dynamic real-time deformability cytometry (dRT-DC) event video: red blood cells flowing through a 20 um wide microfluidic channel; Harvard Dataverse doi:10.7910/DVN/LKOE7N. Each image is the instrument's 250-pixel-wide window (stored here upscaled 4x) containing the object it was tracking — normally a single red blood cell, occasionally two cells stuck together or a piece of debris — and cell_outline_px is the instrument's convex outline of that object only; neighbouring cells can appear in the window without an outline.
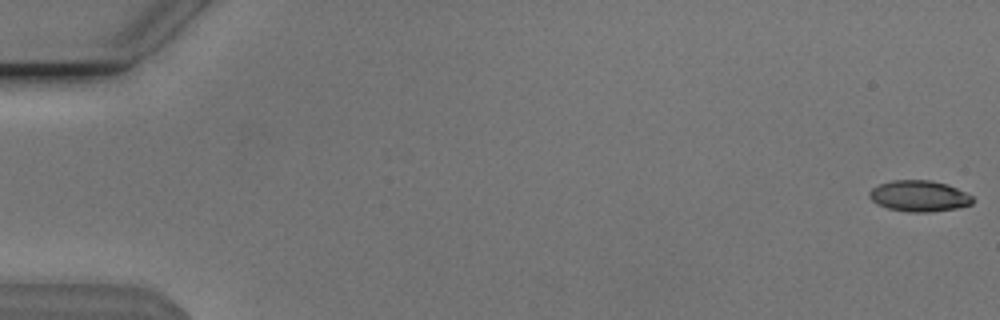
{"species": "Egyptian fruit bat (a non-hibernating species)", "species_latin": "Rousettus aegyptiacus", "temperature_condition": "cold", "stored_images_in_passage": 54, "camera_frame_rate_fps": 3000, "um_per_image_px": 0.085, "animal": {"sex": "male"}, "frame": {"image": 1, "passage_image": 1, "time_ms": 0.0, "image_size_px": [1000, 320], "cell_outline_px": [[972, 204], [956, 208], [928, 212], [908, 212], [888, 208], [876, 204], [868, 196], [868, 192], [872, 188], [880, 184], [892, 180], [932, 180], [948, 184], [972, 196]], "centroid_in_image_um": [78.09, 16.66], "position_along_channel_um": 6.9, "area_um2": 18.67}}
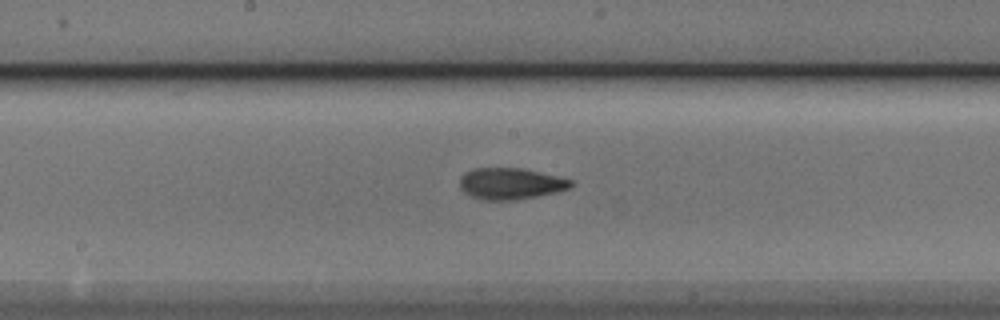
{"frame": {"image": 2, "passage_image": 29, "time_ms": 9.333, "image_size_px": [1000, 320], "cell_outline_px": [[572, 184], [568, 188], [556, 192], [516, 200], [484, 200], [472, 196], [464, 192], [460, 188], [460, 176], [464, 172], [472, 168], [524, 168], [572, 180]], "centroid_in_image_um": [43.35, 15.6], "position_along_channel_um": 204.8, "area_um2": 20.29}}
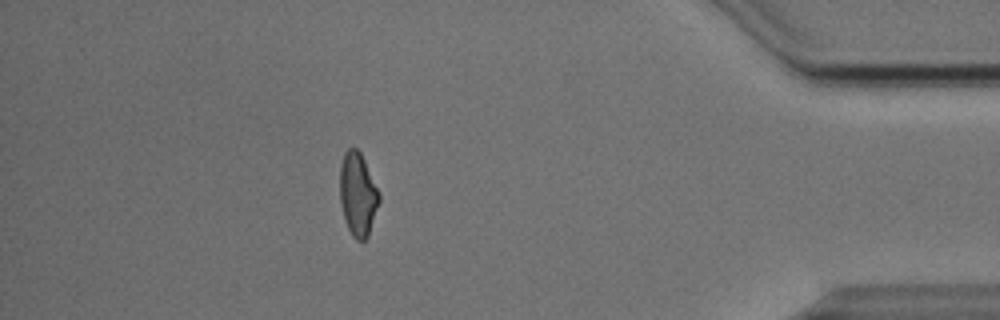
{"frame": {"image": 3, "passage_image": 48, "time_ms": 15.667, "image_size_px": [1000, 320], "cell_outline_px": [[380, 200], [368, 236], [364, 240], [356, 240], [352, 236], [348, 228], [344, 216], [340, 200], [340, 164], [344, 152], [348, 148], [356, 148], [360, 152], [380, 192]], "centroid_in_image_um": [30.42, 16.5], "position_along_channel_um": 404.8, "area_um2": 19.02}, "authors_computed_cell_mechanics": {"area_um2": 19.4786, "velocity_mm_per_s": 3.8518, "shape_relaxation_time_tau1_ms": 5.0476, "shape_relaxation_time_tau2_ms": 3.0627, "deformation_change_tau1": 0.156, "deformation_change_tau2": 0.1055}}